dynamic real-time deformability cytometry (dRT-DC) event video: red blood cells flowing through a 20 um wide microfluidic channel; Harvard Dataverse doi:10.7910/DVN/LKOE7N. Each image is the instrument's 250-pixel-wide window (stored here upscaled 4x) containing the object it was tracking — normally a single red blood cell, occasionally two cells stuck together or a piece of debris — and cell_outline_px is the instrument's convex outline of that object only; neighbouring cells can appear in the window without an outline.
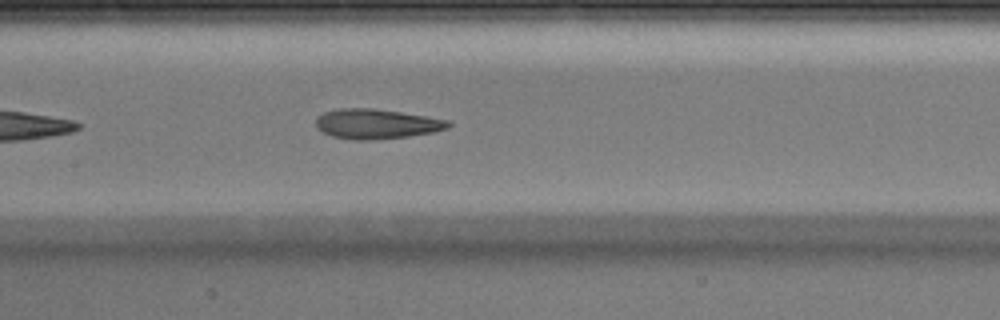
{"species": "Egyptian fruit bat (a non-hibernating species)", "species_latin": "Rousettus aegyptiacus", "temperature_condition": "warm", "stored_images_in_passage": 21, "camera_frame_rate_fps": 3000, "um_per_image_px": 0.085, "animal": {"sex": "male"}, "frame": {"image": 1, "passage_image": 10, "time_ms": 3.0, "image_size_px": [1000, 320], "cell_outline_px": [[452, 124], [448, 128], [432, 132], [408, 136], [372, 140], [352, 140], [332, 136], [324, 132], [316, 124], [316, 120], [324, 112], [340, 108], [372, 108], [400, 112], [448, 120]], "centroid_in_image_um": [32.01, 10.53], "position_along_channel_um": 175.4, "area_um2": 22.72}}